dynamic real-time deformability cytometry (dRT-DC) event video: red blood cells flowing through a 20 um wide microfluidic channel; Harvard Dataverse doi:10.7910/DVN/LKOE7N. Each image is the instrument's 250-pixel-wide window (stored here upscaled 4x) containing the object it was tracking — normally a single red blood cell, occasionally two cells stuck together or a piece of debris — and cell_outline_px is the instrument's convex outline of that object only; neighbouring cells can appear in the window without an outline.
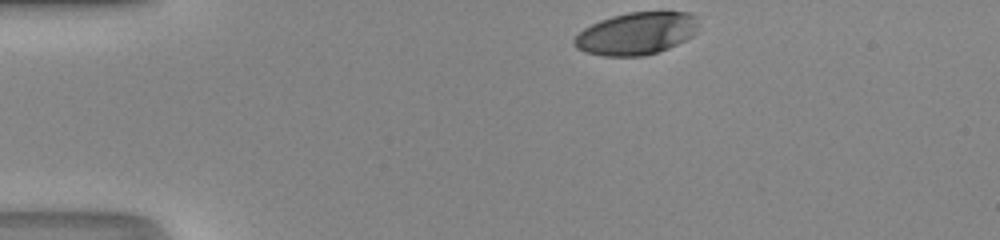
{"species": "human", "species_latin": "Homo sapiens", "temperature_condition": "room temperature", "stored_images_in_passage": 32, "camera_frame_rate_fps": 3000, "um_per_image_px": 0.085, "donor": {"sex": "male"}, "frame": {"image": 1, "passage_image": 1, "time_ms": 0.0, "image_size_px": [1000, 240], "cell_outline_px": [[696, 32], [692, 36], [668, 48], [644, 56], [604, 56], [584, 52], [576, 48], [572, 44], [572, 40], [584, 28], [600, 20], [612, 16], [628, 12], [688, 12], [696, 16]], "centroid_in_image_um": [54.05, 2.85], "position_along_channel_um": 31.0, "area_um2": 30.58}}
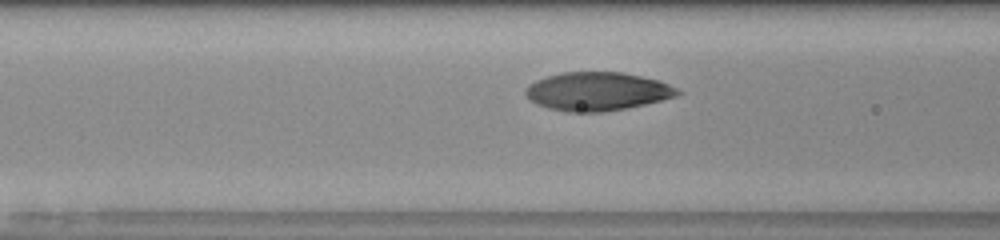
{"frame": {"image": 2, "passage_image": 12, "time_ms": 3.667, "image_size_px": [1000, 240], "cell_outline_px": [[684, 92], [676, 96], [628, 108], [600, 112], [568, 112], [548, 108], [536, 104], [528, 100], [524, 92], [524, 88], [528, 84], [536, 80], [560, 72], [624, 72], [656, 80], [668, 84]], "centroid_in_image_um": [50.71, 7.77], "position_along_channel_um": 115.9, "area_um2": 34.16}}
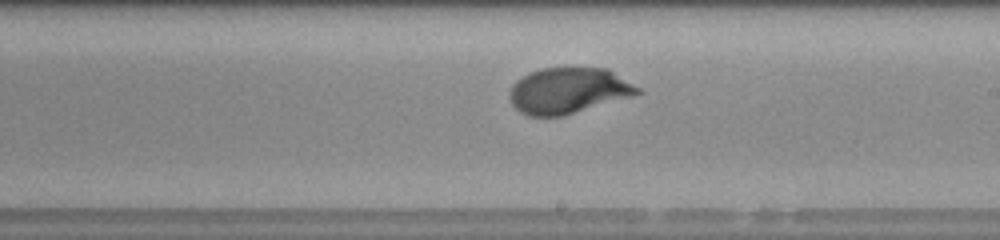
{"frame": {"image": 3, "passage_image": 21, "time_ms": 6.667, "image_size_px": [1000, 240], "cell_outline_px": [[644, 92], [632, 96], [564, 116], [528, 116], [520, 112], [512, 104], [508, 96], [508, 92], [512, 84], [516, 80], [540, 68], [568, 64], [608, 68], [640, 88]], "centroid_in_image_um": [48.31, 7.65], "position_along_channel_um": 240.7, "area_um2": 35.32}, "authors_computed_cell_mechanics": {"area_um2": 34.4777, "velocity_mm_per_s": 4.1728, "shape_relaxation_time_tau1_ms": 3.0374, "shape_relaxation_time_tau2_ms": null, "deformation_change_tau1": 0.1811, "deformation_change_tau2": null}}